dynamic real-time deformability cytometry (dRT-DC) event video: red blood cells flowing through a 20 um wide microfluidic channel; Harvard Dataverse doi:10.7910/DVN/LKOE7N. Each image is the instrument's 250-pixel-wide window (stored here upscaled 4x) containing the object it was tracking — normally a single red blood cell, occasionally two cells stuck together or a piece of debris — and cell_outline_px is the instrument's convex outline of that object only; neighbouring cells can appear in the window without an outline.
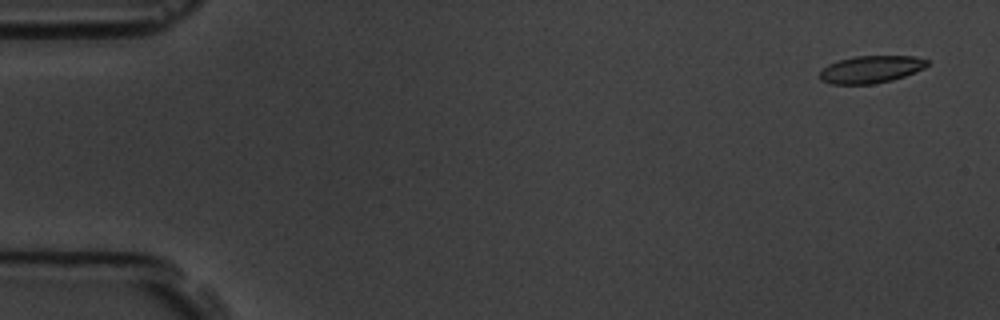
{"species": "common noctule bat (a hibernating species)", "species_latin": "Nyctalus noctula", "temperature_condition": "room temperature", "stored_images_in_passage": 6, "camera_frame_rate_fps": 3000, "um_per_image_px": 0.085, "animal": {"sex": "male", "body_mass_g": 19.5, "forearm_length_mm": 54.6}, "frame": {"image": 1, "passage_image": 1, "time_ms": 0.0, "image_size_px": [1000, 320], "cell_outline_px": [[928, 64], [924, 68], [916, 72], [892, 80], [872, 84], [832, 84], [820, 80], [820, 72], [828, 64], [840, 60], [856, 56], [912, 56], [928, 60]], "centroid_in_image_um": [74.03, 5.9], "position_along_channel_um": 11.0, "area_um2": 16.99}}